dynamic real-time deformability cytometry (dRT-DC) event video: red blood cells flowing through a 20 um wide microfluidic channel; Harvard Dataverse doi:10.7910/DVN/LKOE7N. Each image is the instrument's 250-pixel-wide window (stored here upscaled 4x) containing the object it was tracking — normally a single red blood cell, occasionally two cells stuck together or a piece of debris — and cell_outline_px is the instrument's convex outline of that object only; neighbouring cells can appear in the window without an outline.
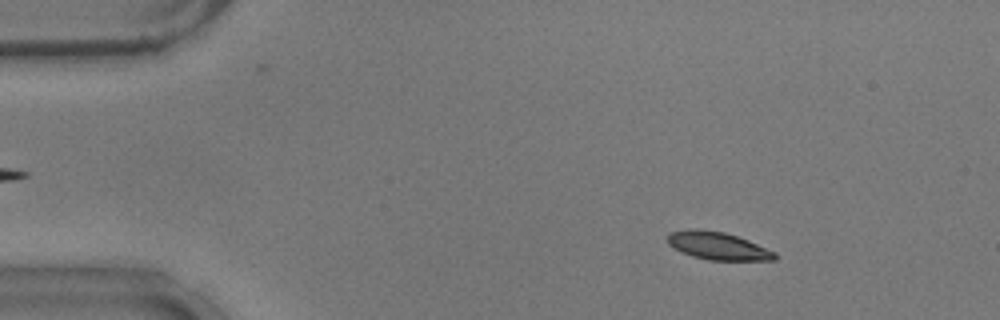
{"species": "common noctule bat (a hibernating species)", "species_latin": "Nyctalus noctula", "temperature_condition": "warm", "stored_images_in_passage": 54, "camera_frame_rate_fps": 3000, "um_per_image_px": 0.085, "animal": {"sex": "male", "body_mass_g": 17.9}, "frame": {"image": 1, "passage_image": 8, "time_ms": 2.333, "image_size_px": [1000, 320], "cell_outline_px": [[776, 260], [708, 260], [692, 256], [680, 252], [672, 248], [668, 244], [668, 232], [688, 228], [696, 228], [724, 232], [748, 240], [776, 252]], "centroid_in_image_um": [60.96, 20.89], "position_along_channel_um": 24.0, "area_um2": 17.51}}
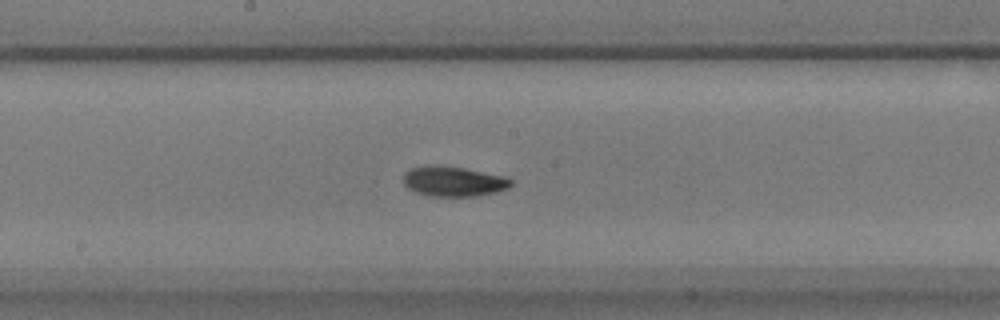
{"frame": {"image": 2, "passage_image": 29, "time_ms": 9.333, "image_size_px": [1000, 320], "cell_outline_px": [[512, 184], [508, 188], [496, 192], [476, 196], [432, 196], [416, 192], [408, 188], [404, 184], [404, 172], [412, 168], [424, 164], [440, 164], [464, 168], [504, 176], [512, 180]], "centroid_in_image_um": [38.52, 15.39], "position_along_channel_um": 209.7, "area_um2": 19.02}}
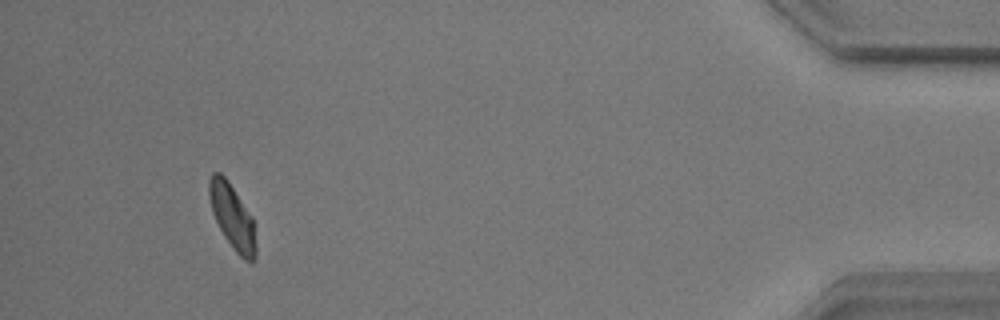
{"frame": {"image": 3, "passage_image": 51, "time_ms": 16.667, "image_size_px": [1000, 320], "cell_outline_px": [[256, 256], [252, 260], [244, 260], [232, 248], [224, 236], [212, 212], [208, 192], [208, 180], [212, 172], [220, 172], [228, 180], [252, 216], [256, 244]], "centroid_in_image_um": [19.73, 18.39], "position_along_channel_um": 415.5, "area_um2": 17.57}, "authors_computed_cell_mechanics": {"area_um2": 17.8024, "velocity_mm_per_s": 3.7077, "shape_relaxation_time_tau1_ms": 3.4839, "shape_relaxation_time_tau2_ms": 6.2064, "deformation_change_tau1": 0.1407, "deformation_change_tau2": 0.123}}